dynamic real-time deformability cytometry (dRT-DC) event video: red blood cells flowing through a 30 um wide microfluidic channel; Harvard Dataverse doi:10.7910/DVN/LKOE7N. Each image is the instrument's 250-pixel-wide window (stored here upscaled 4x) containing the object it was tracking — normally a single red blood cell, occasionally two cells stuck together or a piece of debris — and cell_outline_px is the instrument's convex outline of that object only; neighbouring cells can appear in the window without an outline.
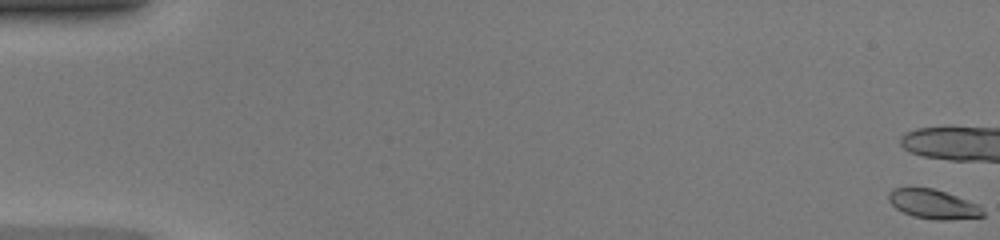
{"species": "common noctule bat (a hibernating species)", "species_latin": "Nyctalus noctula", "temperature_condition": "warm", "stored_images_in_passage": 8, "camera_frame_rate_fps": 3000, "um_per_image_px": 0.085, "animal": {"sex": "female", "body_mass_g": 20.0, "forearm_length_mm": 54.0}, "frame": {"image": 1, "passage_image": 1, "time_ms": 0.0, "image_size_px": [1000, 240], "cell_outline_px": [[984, 216], [948, 220], [936, 220], [912, 216], [896, 208], [888, 200], [888, 192], [892, 188], [932, 188], [980, 204], [984, 212]], "centroid_in_image_um": [79.33, 17.36], "position_along_channel_um": 5.7, "area_um2": 16.07}}